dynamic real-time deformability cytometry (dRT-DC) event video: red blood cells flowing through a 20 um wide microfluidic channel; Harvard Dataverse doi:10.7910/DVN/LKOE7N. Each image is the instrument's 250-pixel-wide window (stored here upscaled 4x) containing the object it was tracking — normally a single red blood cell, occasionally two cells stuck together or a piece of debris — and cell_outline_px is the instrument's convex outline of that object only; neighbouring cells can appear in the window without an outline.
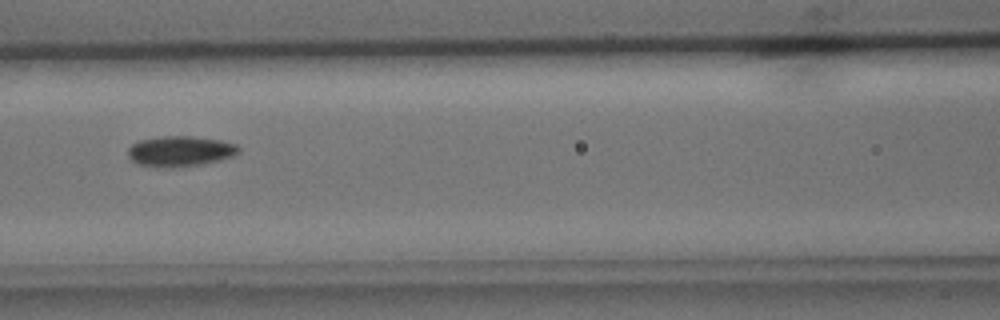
{"species": "common noctule bat (a hibernating species)", "species_latin": "Nyctalus noctula", "temperature_condition": "cold", "stored_images_in_passage": 39, "camera_frame_rate_fps": 3000, "um_per_image_px": 0.085, "animal": {"sex": "male", "body_mass_g": 15.6}, "frame": {"image": 1, "passage_image": 16, "time_ms": 5.0, "image_size_px": [1000, 320], "cell_outline_px": [[240, 152], [232, 156], [220, 160], [200, 164], [168, 168], [164, 168], [136, 164], [128, 156], [128, 148], [132, 144], [140, 140], [164, 136], [192, 136], [220, 140], [236, 144], [240, 148]], "centroid_in_image_um": [15.3, 12.85], "position_along_channel_um": 151.3, "area_um2": 19.65}}
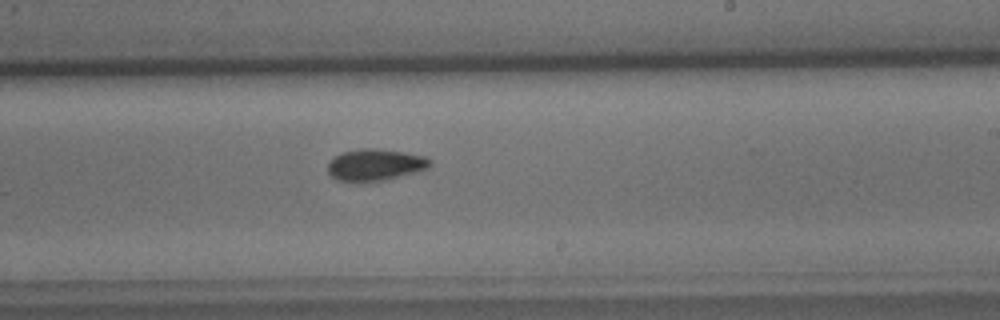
{"frame": {"image": 2, "passage_image": 24, "time_ms": 7.667, "image_size_px": [1000, 320], "cell_outline_px": [[432, 164], [428, 168], [420, 172], [384, 180], [336, 180], [328, 172], [328, 160], [340, 152], [360, 148], [372, 148], [404, 152], [424, 156], [432, 160]], "centroid_in_image_um": [31.91, 13.98], "position_along_channel_um": 257.1, "area_um2": 18.9}}
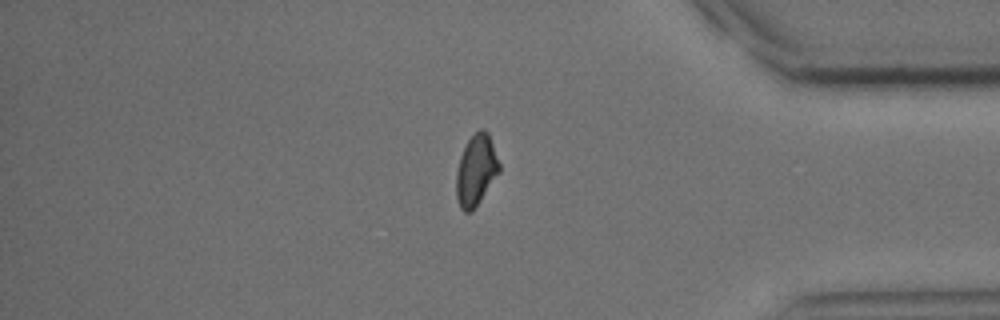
{"frame": {"image": 3, "passage_image": 36, "time_ms": 11.667, "image_size_px": [1000, 320], "cell_outline_px": [[500, 172], [472, 212], [464, 212], [460, 208], [456, 196], [456, 172], [460, 156], [468, 140], [480, 128], [484, 128], [488, 132], [500, 164]], "centroid_in_image_um": [40.47, 14.48], "position_along_channel_um": 394.7, "area_um2": 17.8}}